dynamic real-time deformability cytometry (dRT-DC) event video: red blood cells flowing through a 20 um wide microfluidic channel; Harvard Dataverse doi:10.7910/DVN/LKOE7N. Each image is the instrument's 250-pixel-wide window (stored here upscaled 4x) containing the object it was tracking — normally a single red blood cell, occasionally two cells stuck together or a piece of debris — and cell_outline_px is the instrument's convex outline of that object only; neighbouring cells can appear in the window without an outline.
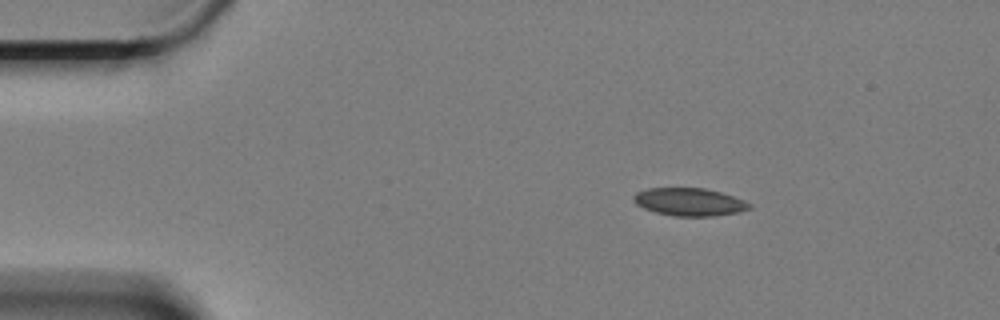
{"species": "Egyptian fruit bat (a non-hibernating species)", "species_latin": "Rousettus aegyptiacus", "temperature_condition": "cold", "stored_images_in_passage": 52, "camera_frame_rate_fps": 3000, "um_per_image_px": 0.085, "animal": {"sex": "female"}, "frame": {"image": 1, "passage_image": 1, "time_ms": 0.0, "image_size_px": [1000, 320], "cell_outline_px": [[752, 208], [740, 212], [712, 216], [676, 216], [656, 212], [644, 208], [636, 204], [632, 200], [632, 196], [636, 192], [648, 188], [704, 188], [720, 192], [744, 200], [752, 204]], "centroid_in_image_um": [58.6, 17.16], "position_along_channel_um": 26.4, "area_um2": 18.79}}
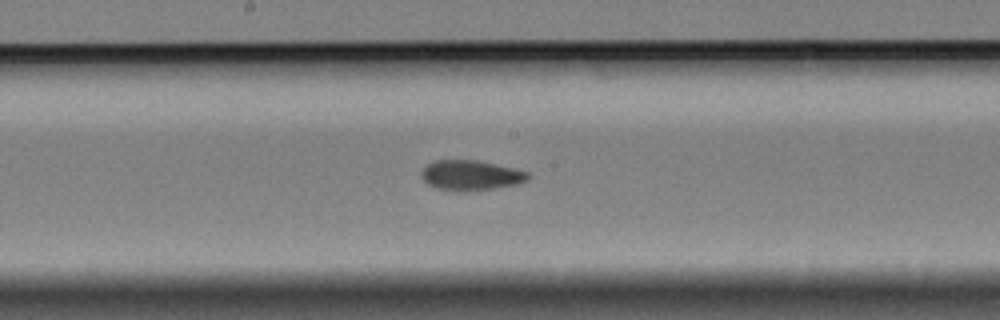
{"frame": {"image": 2, "passage_image": 23, "time_ms": 7.333, "image_size_px": [1000, 320], "cell_outline_px": [[532, 176], [528, 180], [520, 184], [492, 188], [460, 192], [436, 188], [428, 184], [420, 176], [420, 172], [428, 164], [436, 160], [476, 160], [512, 168], [528, 172]], "centroid_in_image_um": [40.02, 14.91], "position_along_channel_um": 208.2, "area_um2": 18.67}}
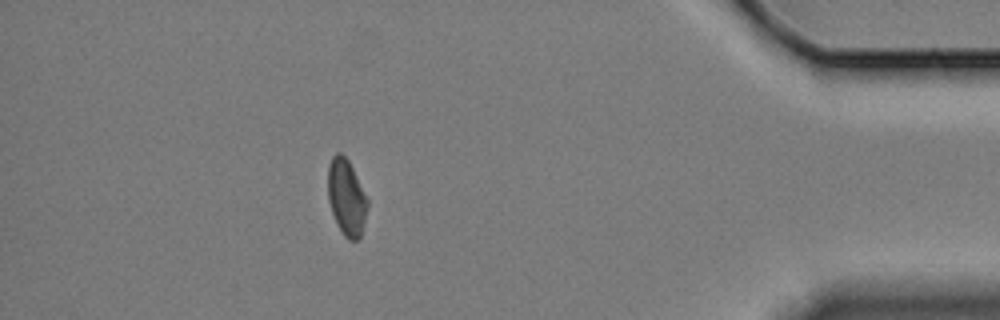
{"frame": {"image": 3, "passage_image": 45, "time_ms": 14.667, "image_size_px": [1000, 320], "cell_outline_px": [[368, 204], [360, 236], [356, 240], [348, 240], [344, 236], [336, 224], [328, 200], [328, 164], [332, 156], [336, 152], [340, 152], [348, 160], [368, 200]], "centroid_in_image_um": [29.42, 16.77], "position_along_channel_um": 405.8, "area_um2": 17.4}, "authors_computed_cell_mechanics": {"area_um2": 18.5827, "velocity_mm_per_s": 3.311, "shape_relaxation_time_tau1_ms": null, "shape_relaxation_time_tau2_ms": 4.5744, "deformation_change_tau1": null, "deformation_change_tau2": 0.0813}}